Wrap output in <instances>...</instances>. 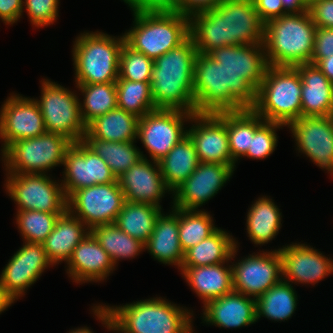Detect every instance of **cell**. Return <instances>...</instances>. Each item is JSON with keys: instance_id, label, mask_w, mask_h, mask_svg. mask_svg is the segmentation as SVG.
Returning <instances> with one entry per match:
<instances>
[{"instance_id": "obj_15", "label": "cell", "mask_w": 333, "mask_h": 333, "mask_svg": "<svg viewBox=\"0 0 333 333\" xmlns=\"http://www.w3.org/2000/svg\"><path fill=\"white\" fill-rule=\"evenodd\" d=\"M63 166L61 184L67 198L77 189L117 181L108 164L83 140L66 150Z\"/></svg>"}, {"instance_id": "obj_38", "label": "cell", "mask_w": 333, "mask_h": 333, "mask_svg": "<svg viewBox=\"0 0 333 333\" xmlns=\"http://www.w3.org/2000/svg\"><path fill=\"white\" fill-rule=\"evenodd\" d=\"M90 232L115 266L119 260L135 258L145 250L144 243L123 232L115 223L95 226Z\"/></svg>"}, {"instance_id": "obj_50", "label": "cell", "mask_w": 333, "mask_h": 333, "mask_svg": "<svg viewBox=\"0 0 333 333\" xmlns=\"http://www.w3.org/2000/svg\"><path fill=\"white\" fill-rule=\"evenodd\" d=\"M223 0H180L179 13L186 17L216 8Z\"/></svg>"}, {"instance_id": "obj_53", "label": "cell", "mask_w": 333, "mask_h": 333, "mask_svg": "<svg viewBox=\"0 0 333 333\" xmlns=\"http://www.w3.org/2000/svg\"><path fill=\"white\" fill-rule=\"evenodd\" d=\"M284 11L288 13H303L308 11L307 0H282Z\"/></svg>"}, {"instance_id": "obj_3", "label": "cell", "mask_w": 333, "mask_h": 333, "mask_svg": "<svg viewBox=\"0 0 333 333\" xmlns=\"http://www.w3.org/2000/svg\"><path fill=\"white\" fill-rule=\"evenodd\" d=\"M197 53L189 36L154 60L150 86L157 109L195 113L193 77Z\"/></svg>"}, {"instance_id": "obj_43", "label": "cell", "mask_w": 333, "mask_h": 333, "mask_svg": "<svg viewBox=\"0 0 333 333\" xmlns=\"http://www.w3.org/2000/svg\"><path fill=\"white\" fill-rule=\"evenodd\" d=\"M153 65L154 60L124 42L119 58V78L134 82H151Z\"/></svg>"}, {"instance_id": "obj_14", "label": "cell", "mask_w": 333, "mask_h": 333, "mask_svg": "<svg viewBox=\"0 0 333 333\" xmlns=\"http://www.w3.org/2000/svg\"><path fill=\"white\" fill-rule=\"evenodd\" d=\"M233 290L258 299L282 280V259L279 250L249 254L231 265Z\"/></svg>"}, {"instance_id": "obj_17", "label": "cell", "mask_w": 333, "mask_h": 333, "mask_svg": "<svg viewBox=\"0 0 333 333\" xmlns=\"http://www.w3.org/2000/svg\"><path fill=\"white\" fill-rule=\"evenodd\" d=\"M44 118L33 98L10 94L0 109L1 153L13 142L46 133Z\"/></svg>"}, {"instance_id": "obj_18", "label": "cell", "mask_w": 333, "mask_h": 333, "mask_svg": "<svg viewBox=\"0 0 333 333\" xmlns=\"http://www.w3.org/2000/svg\"><path fill=\"white\" fill-rule=\"evenodd\" d=\"M297 150L333 175V116L300 117L289 123Z\"/></svg>"}, {"instance_id": "obj_4", "label": "cell", "mask_w": 333, "mask_h": 333, "mask_svg": "<svg viewBox=\"0 0 333 333\" xmlns=\"http://www.w3.org/2000/svg\"><path fill=\"white\" fill-rule=\"evenodd\" d=\"M316 28L308 11L288 13L266 22L263 45L268 66L311 63Z\"/></svg>"}, {"instance_id": "obj_27", "label": "cell", "mask_w": 333, "mask_h": 333, "mask_svg": "<svg viewBox=\"0 0 333 333\" xmlns=\"http://www.w3.org/2000/svg\"><path fill=\"white\" fill-rule=\"evenodd\" d=\"M170 214L163 212L156 220L145 249L155 260L167 265H176L180 270L184 252L179 240L178 208L171 207Z\"/></svg>"}, {"instance_id": "obj_31", "label": "cell", "mask_w": 333, "mask_h": 333, "mask_svg": "<svg viewBox=\"0 0 333 333\" xmlns=\"http://www.w3.org/2000/svg\"><path fill=\"white\" fill-rule=\"evenodd\" d=\"M139 118L121 108L98 116L86 126L84 138L111 142L136 141Z\"/></svg>"}, {"instance_id": "obj_48", "label": "cell", "mask_w": 333, "mask_h": 333, "mask_svg": "<svg viewBox=\"0 0 333 333\" xmlns=\"http://www.w3.org/2000/svg\"><path fill=\"white\" fill-rule=\"evenodd\" d=\"M180 0H128V7L137 12H179Z\"/></svg>"}, {"instance_id": "obj_56", "label": "cell", "mask_w": 333, "mask_h": 333, "mask_svg": "<svg viewBox=\"0 0 333 333\" xmlns=\"http://www.w3.org/2000/svg\"><path fill=\"white\" fill-rule=\"evenodd\" d=\"M69 333H93V332L88 327H80L69 331Z\"/></svg>"}, {"instance_id": "obj_2", "label": "cell", "mask_w": 333, "mask_h": 333, "mask_svg": "<svg viewBox=\"0 0 333 333\" xmlns=\"http://www.w3.org/2000/svg\"><path fill=\"white\" fill-rule=\"evenodd\" d=\"M207 55L222 66L224 112L252 109L268 67L264 45H229Z\"/></svg>"}, {"instance_id": "obj_26", "label": "cell", "mask_w": 333, "mask_h": 333, "mask_svg": "<svg viewBox=\"0 0 333 333\" xmlns=\"http://www.w3.org/2000/svg\"><path fill=\"white\" fill-rule=\"evenodd\" d=\"M295 67L302 80L301 116H333V83L315 64Z\"/></svg>"}, {"instance_id": "obj_42", "label": "cell", "mask_w": 333, "mask_h": 333, "mask_svg": "<svg viewBox=\"0 0 333 333\" xmlns=\"http://www.w3.org/2000/svg\"><path fill=\"white\" fill-rule=\"evenodd\" d=\"M62 214L64 213L17 210L15 219L23 242L43 243L53 231L57 219Z\"/></svg>"}, {"instance_id": "obj_37", "label": "cell", "mask_w": 333, "mask_h": 333, "mask_svg": "<svg viewBox=\"0 0 333 333\" xmlns=\"http://www.w3.org/2000/svg\"><path fill=\"white\" fill-rule=\"evenodd\" d=\"M83 141L108 164L116 178L140 159L146 158L135 141L111 142L96 138H83Z\"/></svg>"}, {"instance_id": "obj_23", "label": "cell", "mask_w": 333, "mask_h": 333, "mask_svg": "<svg viewBox=\"0 0 333 333\" xmlns=\"http://www.w3.org/2000/svg\"><path fill=\"white\" fill-rule=\"evenodd\" d=\"M195 113L224 112L221 63L204 53H197L194 64Z\"/></svg>"}, {"instance_id": "obj_6", "label": "cell", "mask_w": 333, "mask_h": 333, "mask_svg": "<svg viewBox=\"0 0 333 333\" xmlns=\"http://www.w3.org/2000/svg\"><path fill=\"white\" fill-rule=\"evenodd\" d=\"M124 42V34L116 38L99 31L84 32L75 38L72 49L75 84L116 82Z\"/></svg>"}, {"instance_id": "obj_8", "label": "cell", "mask_w": 333, "mask_h": 333, "mask_svg": "<svg viewBox=\"0 0 333 333\" xmlns=\"http://www.w3.org/2000/svg\"><path fill=\"white\" fill-rule=\"evenodd\" d=\"M302 80L296 67L268 66L252 108L265 121L287 126L301 117Z\"/></svg>"}, {"instance_id": "obj_44", "label": "cell", "mask_w": 333, "mask_h": 333, "mask_svg": "<svg viewBox=\"0 0 333 333\" xmlns=\"http://www.w3.org/2000/svg\"><path fill=\"white\" fill-rule=\"evenodd\" d=\"M285 125L277 122L264 121L251 135L250 147L244 155L252 159H265L275 151L277 146V133L276 130Z\"/></svg>"}, {"instance_id": "obj_24", "label": "cell", "mask_w": 333, "mask_h": 333, "mask_svg": "<svg viewBox=\"0 0 333 333\" xmlns=\"http://www.w3.org/2000/svg\"><path fill=\"white\" fill-rule=\"evenodd\" d=\"M115 265L109 254L90 232L75 247L67 262V274L75 283L101 282L113 273Z\"/></svg>"}, {"instance_id": "obj_19", "label": "cell", "mask_w": 333, "mask_h": 333, "mask_svg": "<svg viewBox=\"0 0 333 333\" xmlns=\"http://www.w3.org/2000/svg\"><path fill=\"white\" fill-rule=\"evenodd\" d=\"M49 266L54 265L43 243L24 242L2 270L0 285L14 300H18Z\"/></svg>"}, {"instance_id": "obj_25", "label": "cell", "mask_w": 333, "mask_h": 333, "mask_svg": "<svg viewBox=\"0 0 333 333\" xmlns=\"http://www.w3.org/2000/svg\"><path fill=\"white\" fill-rule=\"evenodd\" d=\"M202 321L220 328H240L256 321V299L232 291L203 306Z\"/></svg>"}, {"instance_id": "obj_49", "label": "cell", "mask_w": 333, "mask_h": 333, "mask_svg": "<svg viewBox=\"0 0 333 333\" xmlns=\"http://www.w3.org/2000/svg\"><path fill=\"white\" fill-rule=\"evenodd\" d=\"M255 10L258 12L261 20L266 23L271 19L281 17L287 14L284 11L282 0H252Z\"/></svg>"}, {"instance_id": "obj_33", "label": "cell", "mask_w": 333, "mask_h": 333, "mask_svg": "<svg viewBox=\"0 0 333 333\" xmlns=\"http://www.w3.org/2000/svg\"><path fill=\"white\" fill-rule=\"evenodd\" d=\"M158 163L166 185L174 191L199 165L197 152L190 137L187 135L177 143Z\"/></svg>"}, {"instance_id": "obj_32", "label": "cell", "mask_w": 333, "mask_h": 333, "mask_svg": "<svg viewBox=\"0 0 333 333\" xmlns=\"http://www.w3.org/2000/svg\"><path fill=\"white\" fill-rule=\"evenodd\" d=\"M280 209L268 196L259 197L249 208L246 227L249 239L255 245H264L277 236L281 229Z\"/></svg>"}, {"instance_id": "obj_41", "label": "cell", "mask_w": 333, "mask_h": 333, "mask_svg": "<svg viewBox=\"0 0 333 333\" xmlns=\"http://www.w3.org/2000/svg\"><path fill=\"white\" fill-rule=\"evenodd\" d=\"M118 108L138 118L157 109L151 93L150 82H134L118 77L116 81Z\"/></svg>"}, {"instance_id": "obj_9", "label": "cell", "mask_w": 333, "mask_h": 333, "mask_svg": "<svg viewBox=\"0 0 333 333\" xmlns=\"http://www.w3.org/2000/svg\"><path fill=\"white\" fill-rule=\"evenodd\" d=\"M72 142L63 135L46 132L11 143L2 152L6 174H46L64 163Z\"/></svg>"}, {"instance_id": "obj_51", "label": "cell", "mask_w": 333, "mask_h": 333, "mask_svg": "<svg viewBox=\"0 0 333 333\" xmlns=\"http://www.w3.org/2000/svg\"><path fill=\"white\" fill-rule=\"evenodd\" d=\"M24 10L23 0H0V19L6 25L16 23Z\"/></svg>"}, {"instance_id": "obj_1", "label": "cell", "mask_w": 333, "mask_h": 333, "mask_svg": "<svg viewBox=\"0 0 333 333\" xmlns=\"http://www.w3.org/2000/svg\"><path fill=\"white\" fill-rule=\"evenodd\" d=\"M265 23L252 0H223L189 18V34L199 53L237 45L263 44Z\"/></svg>"}, {"instance_id": "obj_30", "label": "cell", "mask_w": 333, "mask_h": 333, "mask_svg": "<svg viewBox=\"0 0 333 333\" xmlns=\"http://www.w3.org/2000/svg\"><path fill=\"white\" fill-rule=\"evenodd\" d=\"M238 242L220 227L184 252L181 267H199L230 262L237 254Z\"/></svg>"}, {"instance_id": "obj_52", "label": "cell", "mask_w": 333, "mask_h": 333, "mask_svg": "<svg viewBox=\"0 0 333 333\" xmlns=\"http://www.w3.org/2000/svg\"><path fill=\"white\" fill-rule=\"evenodd\" d=\"M92 310L94 315L97 317V320H101L102 324L105 325L109 331L112 330L118 333H125L112 321L111 315L104 305H94Z\"/></svg>"}, {"instance_id": "obj_5", "label": "cell", "mask_w": 333, "mask_h": 333, "mask_svg": "<svg viewBox=\"0 0 333 333\" xmlns=\"http://www.w3.org/2000/svg\"><path fill=\"white\" fill-rule=\"evenodd\" d=\"M125 333H193V313L162 297L119 306L104 305Z\"/></svg>"}, {"instance_id": "obj_21", "label": "cell", "mask_w": 333, "mask_h": 333, "mask_svg": "<svg viewBox=\"0 0 333 333\" xmlns=\"http://www.w3.org/2000/svg\"><path fill=\"white\" fill-rule=\"evenodd\" d=\"M278 250L282 259V279L288 283L315 285L333 272V259L310 245L292 243Z\"/></svg>"}, {"instance_id": "obj_46", "label": "cell", "mask_w": 333, "mask_h": 333, "mask_svg": "<svg viewBox=\"0 0 333 333\" xmlns=\"http://www.w3.org/2000/svg\"><path fill=\"white\" fill-rule=\"evenodd\" d=\"M308 12L317 28H333V0H312Z\"/></svg>"}, {"instance_id": "obj_39", "label": "cell", "mask_w": 333, "mask_h": 333, "mask_svg": "<svg viewBox=\"0 0 333 333\" xmlns=\"http://www.w3.org/2000/svg\"><path fill=\"white\" fill-rule=\"evenodd\" d=\"M83 93V103L80 102V115L87 126L98 116L118 107L116 82L99 84H76Z\"/></svg>"}, {"instance_id": "obj_36", "label": "cell", "mask_w": 333, "mask_h": 333, "mask_svg": "<svg viewBox=\"0 0 333 333\" xmlns=\"http://www.w3.org/2000/svg\"><path fill=\"white\" fill-rule=\"evenodd\" d=\"M162 212V208L151 204L125 201L115 224L123 232L146 244Z\"/></svg>"}, {"instance_id": "obj_7", "label": "cell", "mask_w": 333, "mask_h": 333, "mask_svg": "<svg viewBox=\"0 0 333 333\" xmlns=\"http://www.w3.org/2000/svg\"><path fill=\"white\" fill-rule=\"evenodd\" d=\"M133 12V27L124 33L134 50L155 60L189 36V17L179 12Z\"/></svg>"}, {"instance_id": "obj_13", "label": "cell", "mask_w": 333, "mask_h": 333, "mask_svg": "<svg viewBox=\"0 0 333 333\" xmlns=\"http://www.w3.org/2000/svg\"><path fill=\"white\" fill-rule=\"evenodd\" d=\"M193 114L175 109H155L139 118L137 139L141 140L152 161L159 162L187 136L184 122L190 121Z\"/></svg>"}, {"instance_id": "obj_35", "label": "cell", "mask_w": 333, "mask_h": 333, "mask_svg": "<svg viewBox=\"0 0 333 333\" xmlns=\"http://www.w3.org/2000/svg\"><path fill=\"white\" fill-rule=\"evenodd\" d=\"M264 121L253 109L225 112L229 149L235 163L247 153L251 135Z\"/></svg>"}, {"instance_id": "obj_55", "label": "cell", "mask_w": 333, "mask_h": 333, "mask_svg": "<svg viewBox=\"0 0 333 333\" xmlns=\"http://www.w3.org/2000/svg\"><path fill=\"white\" fill-rule=\"evenodd\" d=\"M15 300L6 292V290L0 285V314L10 307Z\"/></svg>"}, {"instance_id": "obj_28", "label": "cell", "mask_w": 333, "mask_h": 333, "mask_svg": "<svg viewBox=\"0 0 333 333\" xmlns=\"http://www.w3.org/2000/svg\"><path fill=\"white\" fill-rule=\"evenodd\" d=\"M180 270L182 277L199 299L201 298L204 305L210 300L234 291L232 269L228 262L199 267H181Z\"/></svg>"}, {"instance_id": "obj_29", "label": "cell", "mask_w": 333, "mask_h": 333, "mask_svg": "<svg viewBox=\"0 0 333 333\" xmlns=\"http://www.w3.org/2000/svg\"><path fill=\"white\" fill-rule=\"evenodd\" d=\"M90 233V229L68 210L59 216L53 231L43 242L53 265L68 262L75 247Z\"/></svg>"}, {"instance_id": "obj_22", "label": "cell", "mask_w": 333, "mask_h": 333, "mask_svg": "<svg viewBox=\"0 0 333 333\" xmlns=\"http://www.w3.org/2000/svg\"><path fill=\"white\" fill-rule=\"evenodd\" d=\"M125 201L147 203L161 208L160 200L173 191L166 185L162 177L159 163L147 158L140 159L117 178Z\"/></svg>"}, {"instance_id": "obj_16", "label": "cell", "mask_w": 333, "mask_h": 333, "mask_svg": "<svg viewBox=\"0 0 333 333\" xmlns=\"http://www.w3.org/2000/svg\"><path fill=\"white\" fill-rule=\"evenodd\" d=\"M236 165L199 162L194 172L173 191L172 207L198 210L229 181Z\"/></svg>"}, {"instance_id": "obj_20", "label": "cell", "mask_w": 333, "mask_h": 333, "mask_svg": "<svg viewBox=\"0 0 333 333\" xmlns=\"http://www.w3.org/2000/svg\"><path fill=\"white\" fill-rule=\"evenodd\" d=\"M190 122L195 124L187 129V135L195 146L199 162L236 164L231 159L225 112L194 113Z\"/></svg>"}, {"instance_id": "obj_12", "label": "cell", "mask_w": 333, "mask_h": 333, "mask_svg": "<svg viewBox=\"0 0 333 333\" xmlns=\"http://www.w3.org/2000/svg\"><path fill=\"white\" fill-rule=\"evenodd\" d=\"M125 203L118 181L80 188L67 198V210L90 230L115 223Z\"/></svg>"}, {"instance_id": "obj_11", "label": "cell", "mask_w": 333, "mask_h": 333, "mask_svg": "<svg viewBox=\"0 0 333 333\" xmlns=\"http://www.w3.org/2000/svg\"><path fill=\"white\" fill-rule=\"evenodd\" d=\"M48 174H7L6 192L17 210L65 213L67 197L62 184Z\"/></svg>"}, {"instance_id": "obj_40", "label": "cell", "mask_w": 333, "mask_h": 333, "mask_svg": "<svg viewBox=\"0 0 333 333\" xmlns=\"http://www.w3.org/2000/svg\"><path fill=\"white\" fill-rule=\"evenodd\" d=\"M212 218L205 210L178 208V235L183 252L197 245L218 229Z\"/></svg>"}, {"instance_id": "obj_54", "label": "cell", "mask_w": 333, "mask_h": 333, "mask_svg": "<svg viewBox=\"0 0 333 333\" xmlns=\"http://www.w3.org/2000/svg\"><path fill=\"white\" fill-rule=\"evenodd\" d=\"M316 66L333 83V54L325 59H321Z\"/></svg>"}, {"instance_id": "obj_45", "label": "cell", "mask_w": 333, "mask_h": 333, "mask_svg": "<svg viewBox=\"0 0 333 333\" xmlns=\"http://www.w3.org/2000/svg\"><path fill=\"white\" fill-rule=\"evenodd\" d=\"M60 0H23V6L30 22L35 27H45L54 24L58 17Z\"/></svg>"}, {"instance_id": "obj_47", "label": "cell", "mask_w": 333, "mask_h": 333, "mask_svg": "<svg viewBox=\"0 0 333 333\" xmlns=\"http://www.w3.org/2000/svg\"><path fill=\"white\" fill-rule=\"evenodd\" d=\"M333 54V28H316L311 63L317 64L321 59Z\"/></svg>"}, {"instance_id": "obj_34", "label": "cell", "mask_w": 333, "mask_h": 333, "mask_svg": "<svg viewBox=\"0 0 333 333\" xmlns=\"http://www.w3.org/2000/svg\"><path fill=\"white\" fill-rule=\"evenodd\" d=\"M297 298L292 283L282 279L256 299V321L261 317L274 322L288 320L297 308Z\"/></svg>"}, {"instance_id": "obj_10", "label": "cell", "mask_w": 333, "mask_h": 333, "mask_svg": "<svg viewBox=\"0 0 333 333\" xmlns=\"http://www.w3.org/2000/svg\"><path fill=\"white\" fill-rule=\"evenodd\" d=\"M41 84L40 100L35 101L44 118L46 131L63 135L72 143L82 141L86 125L80 115L77 94L49 79H42Z\"/></svg>"}]
</instances>
